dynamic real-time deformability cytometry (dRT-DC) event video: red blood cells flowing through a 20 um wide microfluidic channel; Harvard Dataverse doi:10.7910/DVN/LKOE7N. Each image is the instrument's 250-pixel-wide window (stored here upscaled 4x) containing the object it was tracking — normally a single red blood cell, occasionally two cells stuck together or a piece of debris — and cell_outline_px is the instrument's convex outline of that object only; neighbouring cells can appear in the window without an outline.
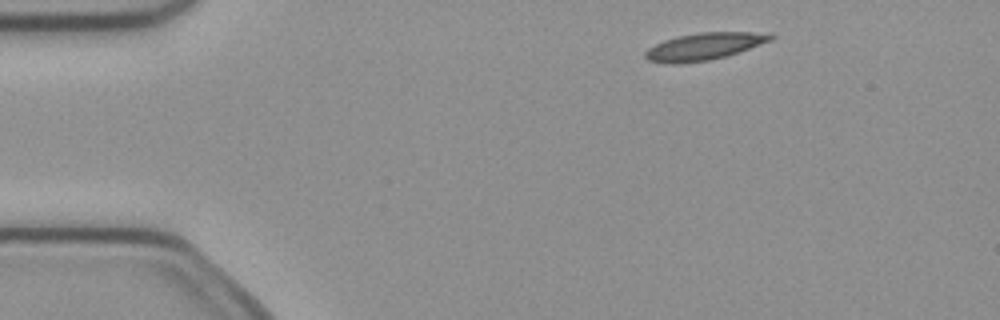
{"species": "common noctule bat (a hibernating species)", "species_latin": "Nyctalus noctula", "temperature_condition": "cold", "stored_images_in_passage": 4, "camera_frame_rate_fps": 3000, "um_per_image_px": 0.085, "animal": {"sex": "female", "body_mass_g": 21.9}, "frame": {"image": 1, "passage_image": 1, "time_ms": 0.0, "image_size_px": [1000, 320], "cell_outline_px": [[776, 36], [772, 40], [740, 52], [728, 56], [708, 60], [672, 64], [648, 60], [644, 56], [644, 52], [648, 48], [664, 40], [676, 36], [700, 32], [772, 32]], "centroid_in_image_um": [59.91, 3.93], "position_along_channel_um": 25.1, "area_um2": 20.0}}